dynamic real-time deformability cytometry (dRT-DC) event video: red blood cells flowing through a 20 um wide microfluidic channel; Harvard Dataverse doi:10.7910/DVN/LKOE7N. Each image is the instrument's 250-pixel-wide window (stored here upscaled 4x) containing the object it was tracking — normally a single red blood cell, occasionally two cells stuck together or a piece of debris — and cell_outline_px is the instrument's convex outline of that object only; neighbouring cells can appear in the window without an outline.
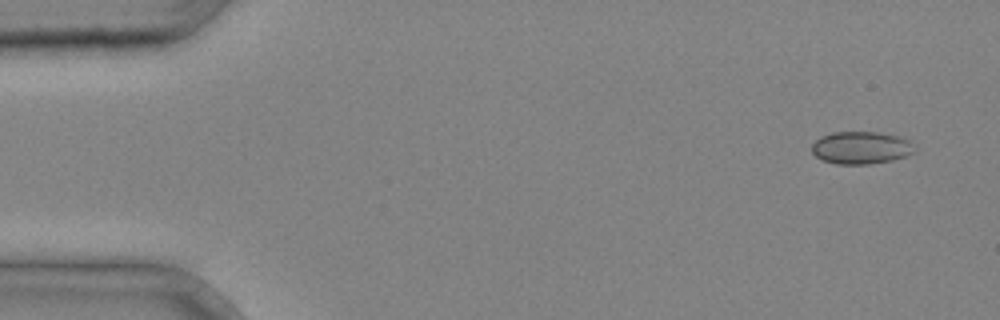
{"species": "common noctule bat (a hibernating species)", "species_latin": "Nyctalus noctula", "temperature_condition": "cold", "stored_images_in_passage": 4, "camera_frame_rate_fps": 3000, "um_per_image_px": 0.085, "animal": {"sex": "male", "body_mass_g": 20.4}, "frame": {"image": 1, "passage_image": 1, "time_ms": 0.0, "image_size_px": [1000, 320], "cell_outline_px": [[916, 148], [912, 152], [904, 156], [892, 160], [868, 164], [836, 164], [824, 160], [816, 156], [812, 152], [812, 144], [820, 136], [832, 132], [880, 132], [900, 136], [912, 140]], "centroid_in_image_um": [73.21, 12.54], "position_along_channel_um": 11.8, "area_um2": 19.59}}
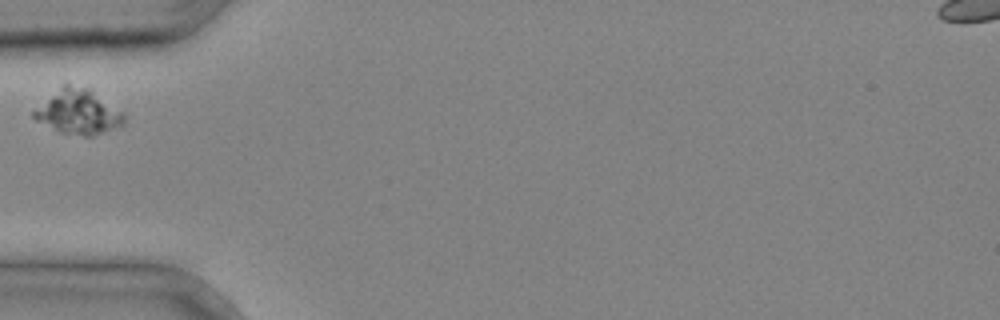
{"frame": {"image": 2, "passage_image": 4, "time_ms": 1.0, "image_size_px": [1000, 320], "cell_outline_px": [[124, 124], [92, 136], [84, 136], [60, 132], [36, 120], [32, 116], [32, 112], [64, 84], [68, 84], [88, 88], [124, 112]], "centroid_in_image_um": [6.67, 9.52], "position_along_channel_um": 78.3, "area_um2": 22.89}}